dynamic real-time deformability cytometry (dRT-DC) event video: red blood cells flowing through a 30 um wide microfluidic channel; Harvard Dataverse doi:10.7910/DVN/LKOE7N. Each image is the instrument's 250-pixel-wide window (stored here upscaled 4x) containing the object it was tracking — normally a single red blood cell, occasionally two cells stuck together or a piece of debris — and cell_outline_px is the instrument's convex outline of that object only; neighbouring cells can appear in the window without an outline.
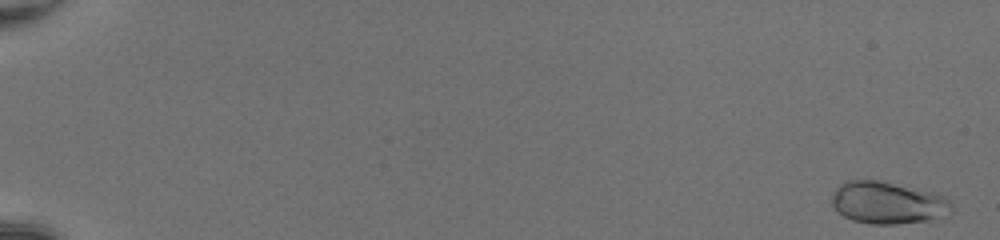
{"species": "common noctule bat (a hibernating species)", "species_latin": "Nyctalus noctula", "temperature_condition": "room temperature", "stored_images_in_passage": 36, "camera_frame_rate_fps": 3000, "um_per_image_px": 0.085, "animal": {"sex": "female", "body_mass_g": 20.0, "forearm_length_mm": 54.0}, "frame": {"image": 1, "passage_image": 2, "time_ms": 0.333, "image_size_px": [1000, 240], "cell_outline_px": [[952, 212], [948, 216], [928, 220], [896, 224], [872, 224], [852, 220], [836, 212], [832, 204], [832, 196], [836, 188], [844, 180], [880, 180], [932, 192], [944, 196], [952, 204]], "centroid_in_image_um": [75.46, 17.24], "position_along_channel_um": 9.5, "area_um2": 29.65}}
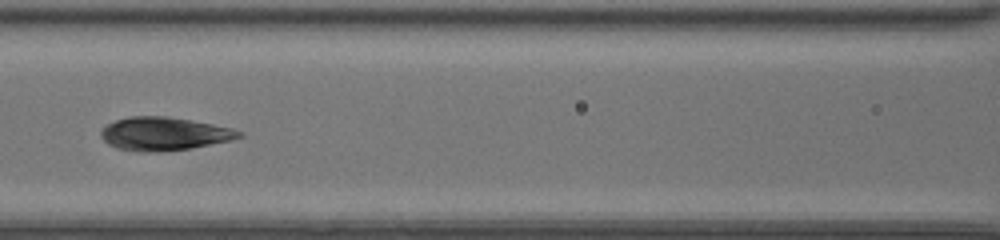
{"frame": {"image": 2, "passage_image": 27, "time_ms": 8.667, "image_size_px": [1000, 240], "cell_outline_px": [[244, 136], [232, 140], [192, 148], [160, 152], [140, 152], [120, 148], [108, 144], [100, 136], [100, 132], [108, 124], [116, 120], [128, 116], [168, 116], [192, 120], [232, 128], [244, 132]], "centroid_in_image_um": [13.98, 11.37], "position_along_channel_um": 152.6, "area_um2": 26.88}}
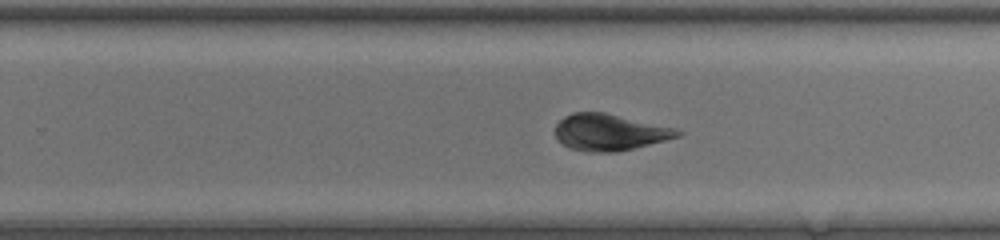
{"frame": {"image": 3, "passage_image": 36, "time_ms": 11.667, "image_size_px": [1000, 240], "cell_outline_px": [[684, 132], [680, 136], [616, 152], [588, 152], [572, 148], [556, 140], [556, 124], [564, 116], [572, 112], [604, 112], [676, 128]], "centroid_in_image_um": [51.8, 11.23], "position_along_channel_um": 278.0, "area_um2": 25.84}}